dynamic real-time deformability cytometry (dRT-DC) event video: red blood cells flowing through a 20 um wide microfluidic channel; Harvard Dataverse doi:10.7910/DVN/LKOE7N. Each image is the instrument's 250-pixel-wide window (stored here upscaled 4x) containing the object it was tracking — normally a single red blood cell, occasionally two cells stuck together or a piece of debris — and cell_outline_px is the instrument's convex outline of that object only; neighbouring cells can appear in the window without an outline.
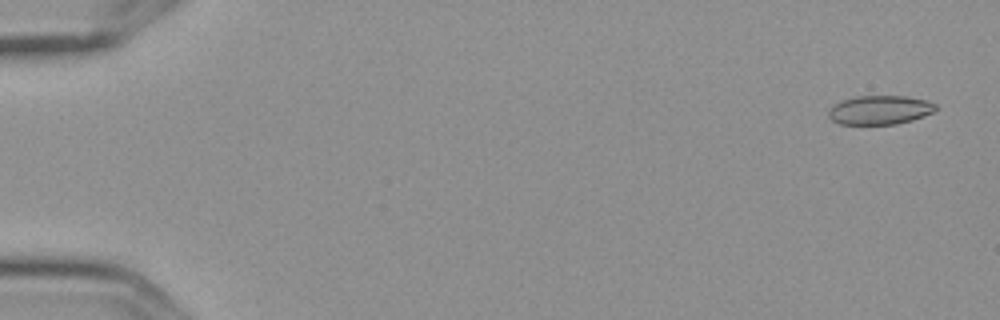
{"species": "Egyptian fruit bat (a non-hibernating species)", "species_latin": "Rousettus aegyptiacus", "temperature_condition": "cold", "stored_images_in_passage": 5, "camera_frame_rate_fps": 3000, "um_per_image_px": 0.085, "frame": {"image": 1, "passage_image": 1, "time_ms": 0.0, "image_size_px": [1000, 320], "cell_outline_px": [[936, 108], [932, 112], [924, 116], [912, 120], [896, 124], [840, 124], [832, 120], [828, 116], [828, 112], [840, 100], [856, 96], [904, 96], [924, 100], [936, 104]], "centroid_in_image_um": [74.77, 9.35], "position_along_channel_um": 10.2, "area_um2": 17.92}}
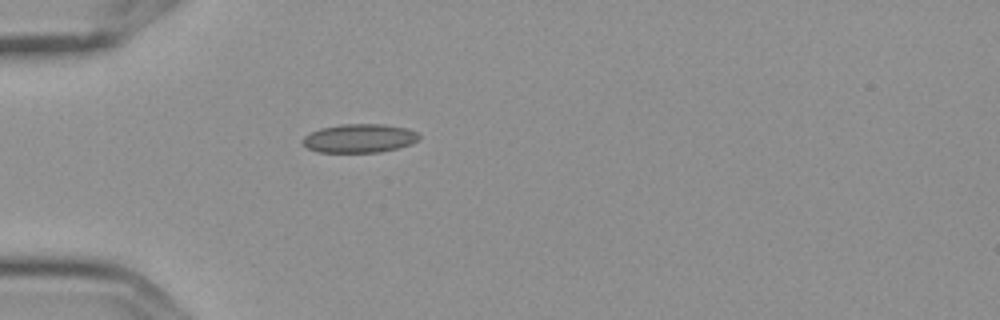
{"frame": {"image": 2, "passage_image": 5, "time_ms": 1.333, "image_size_px": [1000, 320], "cell_outline_px": [[420, 136], [416, 140], [408, 144], [396, 148], [380, 152], [316, 152], [308, 148], [300, 140], [304, 136], [320, 128], [340, 124], [384, 124], [408, 128], [416, 132]], "centroid_in_image_um": [30.51, 11.75], "position_along_channel_um": 54.5, "area_um2": 19.36}}